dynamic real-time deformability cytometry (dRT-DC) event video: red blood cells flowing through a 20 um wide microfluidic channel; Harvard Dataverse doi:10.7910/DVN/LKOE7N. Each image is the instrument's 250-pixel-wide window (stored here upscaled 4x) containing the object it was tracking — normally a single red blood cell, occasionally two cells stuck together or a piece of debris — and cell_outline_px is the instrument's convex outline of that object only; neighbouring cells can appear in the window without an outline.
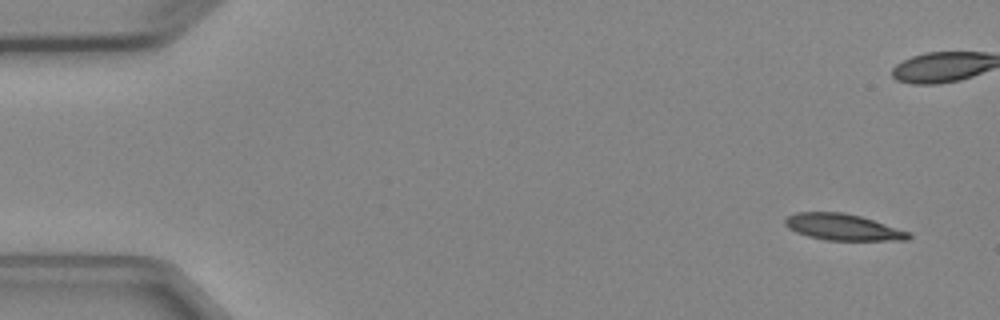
{"species": "Egyptian fruit bat (a non-hibernating species)", "species_latin": "Rousettus aegyptiacus", "temperature_condition": "cold", "stored_images_in_passage": 8, "camera_frame_rate_fps": 3000, "um_per_image_px": 0.085, "animal": {"sex": "female"}, "frame": {"image": 1, "passage_image": 1, "time_ms": 0.0, "image_size_px": [1000, 320], "cell_outline_px": [[912, 236], [908, 240], [828, 240], [808, 236], [796, 232], [788, 228], [784, 224], [784, 220], [788, 216], [796, 212], [844, 212], [860, 216], [912, 232]], "centroid_in_image_um": [71.66, 19.3], "position_along_channel_um": 13.3, "area_um2": 19.02}}